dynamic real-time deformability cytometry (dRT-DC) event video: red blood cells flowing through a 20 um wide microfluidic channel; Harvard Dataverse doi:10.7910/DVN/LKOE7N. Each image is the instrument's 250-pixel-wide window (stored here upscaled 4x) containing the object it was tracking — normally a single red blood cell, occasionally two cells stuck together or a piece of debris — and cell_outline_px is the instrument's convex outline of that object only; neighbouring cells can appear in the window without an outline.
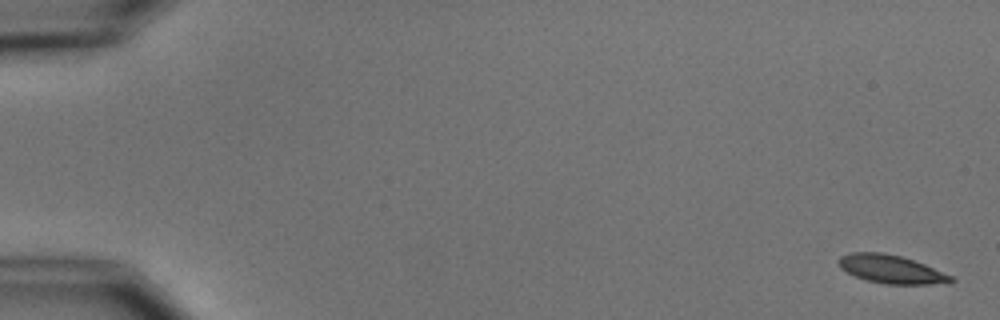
{"species": "common noctule bat (a hibernating species)", "species_latin": "Nyctalus noctula", "temperature_condition": "cold", "stored_images_in_passage": 5, "camera_frame_rate_fps": 3000, "um_per_image_px": 0.085, "animal": {"sex": "male", "body_mass_g": 15.6}, "frame": {"image": 1, "passage_image": 1, "time_ms": 0.0, "image_size_px": [1000, 320], "cell_outline_px": [[956, 280], [928, 284], [884, 284], [868, 280], [856, 276], [840, 268], [836, 260], [840, 256], [852, 252], [880, 252], [900, 256], [924, 264], [952, 276]], "centroid_in_image_um": [75.68, 22.87], "position_along_channel_um": 9.3, "area_um2": 18.21}}
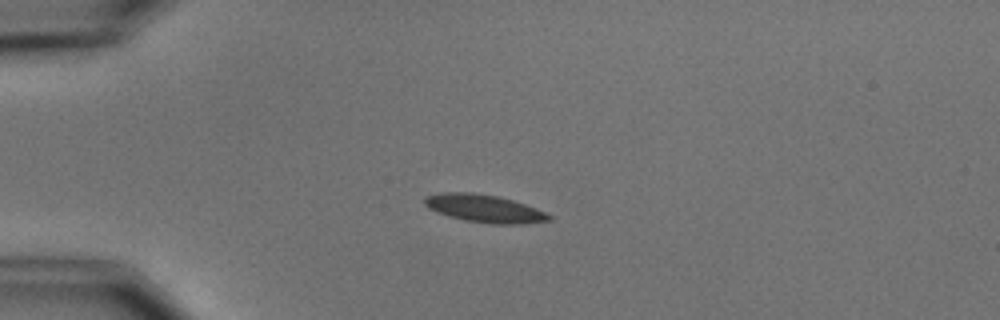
{"frame": {"image": 2, "passage_image": 4, "time_ms": 4.333, "image_size_px": [1000, 320], "cell_outline_px": [[552, 220], [520, 224], [492, 224], [464, 220], [448, 216], [436, 212], [428, 208], [424, 204], [424, 196], [440, 192], [472, 192], [496, 196], [512, 200], [536, 208], [552, 216]], "centroid_in_image_um": [41.12, 17.72], "position_along_channel_um": 43.9, "area_um2": 20.17}}